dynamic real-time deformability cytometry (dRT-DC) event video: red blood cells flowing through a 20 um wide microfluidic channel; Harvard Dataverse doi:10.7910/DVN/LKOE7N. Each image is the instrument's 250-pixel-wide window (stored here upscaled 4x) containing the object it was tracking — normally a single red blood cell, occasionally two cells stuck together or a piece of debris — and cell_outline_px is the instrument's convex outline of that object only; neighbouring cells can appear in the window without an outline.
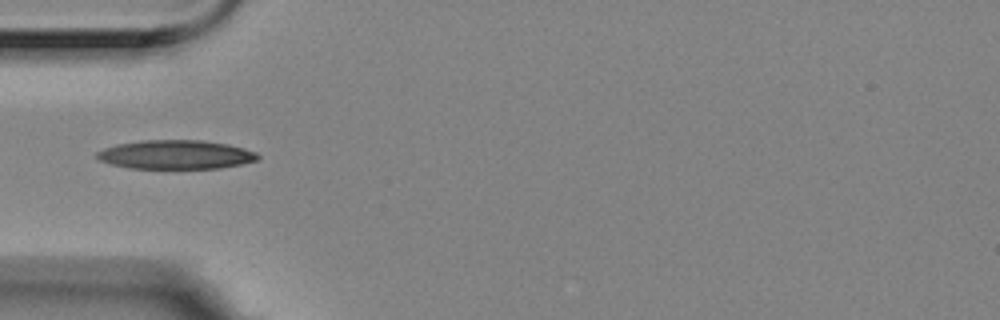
{"species": "Egyptian fruit bat (a non-hibernating species)", "species_latin": "Rousettus aegyptiacus", "temperature_condition": "room temperature", "stored_images_in_passage": 4, "camera_frame_rate_fps": 3000, "um_per_image_px": 0.085, "animal": {"sex": "female"}, "frame": {"image": 1, "passage_image": 4, "time_ms": 1.0, "image_size_px": [1000, 320], "cell_outline_px": [[260, 156], [256, 160], [240, 164], [220, 168], [128, 168], [112, 164], [100, 160], [96, 156], [96, 152], [104, 148], [116, 144], [140, 140], [204, 140], [228, 144], [244, 148], [256, 152]], "centroid_in_image_um": [14.93, 13.13], "position_along_channel_um": 70.1, "area_um2": 27.11}}